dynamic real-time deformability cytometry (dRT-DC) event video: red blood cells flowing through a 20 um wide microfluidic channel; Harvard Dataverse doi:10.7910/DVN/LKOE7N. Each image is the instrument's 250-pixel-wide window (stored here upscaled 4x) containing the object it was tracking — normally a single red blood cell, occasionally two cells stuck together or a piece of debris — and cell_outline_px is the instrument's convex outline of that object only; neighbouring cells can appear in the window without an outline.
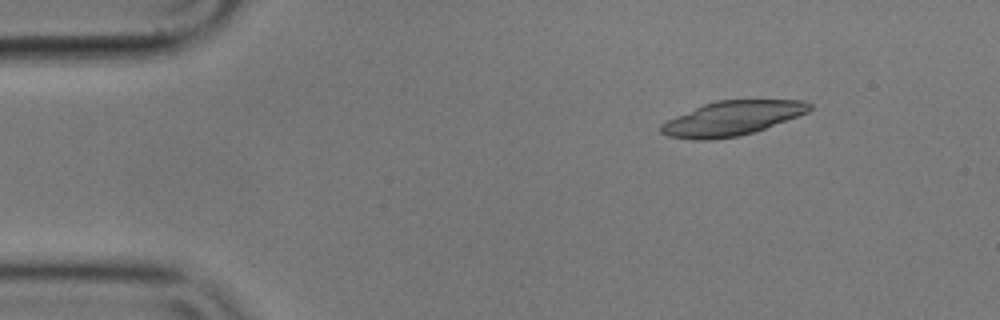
{"species": "common noctule bat (a hibernating species)", "species_latin": "Nyctalus noctula", "temperature_condition": "cold", "stored_images_in_passage": 4, "camera_frame_rate_fps": 3000, "um_per_image_px": 0.085, "animal": {"sex": "male", "body_mass_g": 17.9}, "frame": {"image": 1, "passage_image": 1, "time_ms": 0.0, "image_size_px": [1000, 320], "cell_outline_px": [[812, 108], [808, 112], [764, 128], [752, 132], [736, 136], [708, 140], [696, 140], [668, 136], [660, 132], [660, 124], [676, 116], [704, 104], [716, 100], [804, 100], [812, 104]], "centroid_in_image_um": [62.21, 10.05], "position_along_channel_um": 22.8, "area_um2": 29.36}}